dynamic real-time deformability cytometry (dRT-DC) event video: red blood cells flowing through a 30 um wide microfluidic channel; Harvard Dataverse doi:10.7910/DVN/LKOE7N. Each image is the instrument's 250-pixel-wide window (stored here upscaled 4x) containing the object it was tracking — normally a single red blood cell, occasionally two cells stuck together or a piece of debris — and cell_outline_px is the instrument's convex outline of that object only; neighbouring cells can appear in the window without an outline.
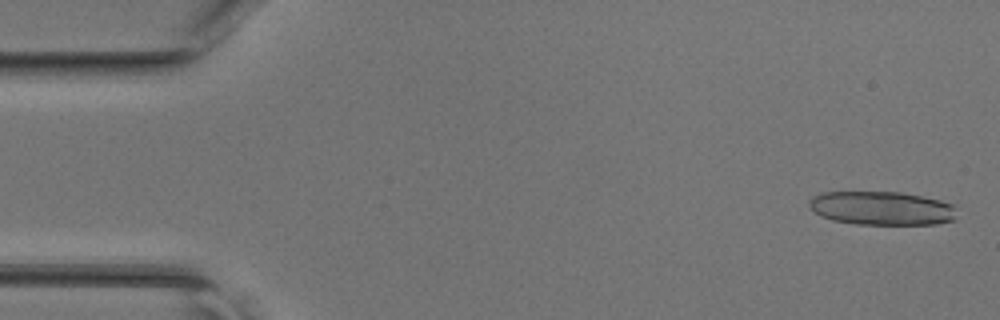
{"species": "common noctule bat (a hibernating species)", "species_latin": "Nyctalus noctula", "temperature_condition": "room temperature", "stored_images_in_passage": 46, "camera_frame_rate_fps": 3000, "um_per_image_px": 0.085, "animal": {"sex": "female", "body_mass_g": 17.0, "forearm_length_mm": 48.0}, "frame": {"image": 1, "passage_image": 2, "time_ms": 0.333, "image_size_px": [1000, 320], "cell_outline_px": [[956, 220], [936, 224], [856, 224], [832, 220], [820, 216], [808, 204], [808, 200], [812, 196], [820, 192], [900, 192], [940, 200], [952, 204], [956, 216]], "centroid_in_image_um": [74.92, 17.7], "position_along_channel_um": 10.1, "area_um2": 29.02}}
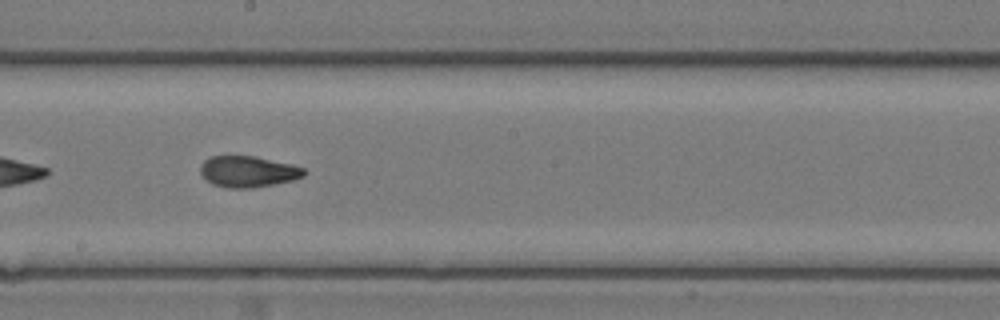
{"frame": {"image": 2, "passage_image": 26, "time_ms": 8.333, "image_size_px": [1000, 320], "cell_outline_px": [[308, 172], [304, 176], [292, 180], [252, 188], [228, 188], [212, 184], [200, 172], [200, 164], [208, 156], [256, 156], [292, 164], [304, 168]], "centroid_in_image_um": [21.09, 14.57], "position_along_channel_um": 227.1, "area_um2": 18.9}}
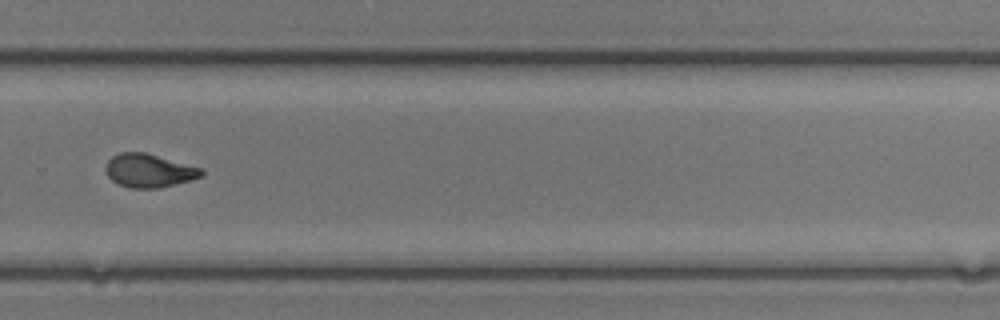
{"frame": {"image": 3, "passage_image": 32, "time_ms": 10.333, "image_size_px": [1000, 320], "cell_outline_px": [[204, 176], [160, 188], [128, 188], [116, 184], [108, 176], [104, 168], [108, 160], [112, 156], [120, 152], [144, 152], [204, 168]], "centroid_in_image_um": [12.66, 14.5], "position_along_channel_um": 317.1, "area_um2": 18.9}}